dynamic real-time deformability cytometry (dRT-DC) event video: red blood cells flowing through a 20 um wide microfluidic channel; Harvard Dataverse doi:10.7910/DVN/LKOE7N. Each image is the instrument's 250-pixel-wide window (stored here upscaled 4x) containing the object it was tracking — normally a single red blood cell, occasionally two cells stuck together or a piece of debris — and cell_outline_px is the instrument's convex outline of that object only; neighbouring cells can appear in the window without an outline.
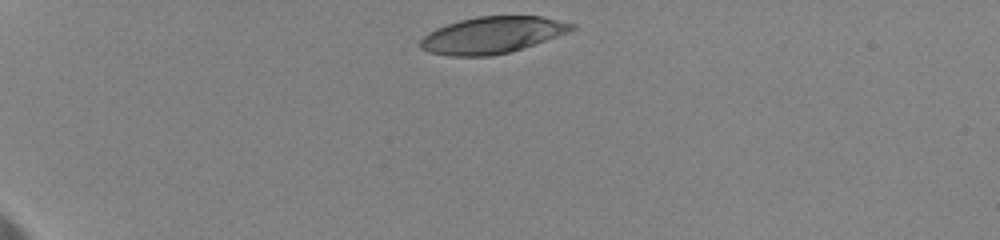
{"species": "human", "species_latin": "Homo sapiens", "temperature_condition": "cold", "stored_images_in_passage": 5, "camera_frame_rate_fps": 3000, "um_per_image_px": 0.085, "donor": {"sex": "female"}, "frame": {"image": 1, "passage_image": 1, "time_ms": 0.0, "image_size_px": [1000, 240], "cell_outline_px": [[576, 28], [568, 32], [508, 52], [492, 56], [448, 56], [428, 52], [420, 48], [420, 40], [428, 32], [436, 28], [460, 20], [476, 16], [540, 16], [576, 24]], "centroid_in_image_um": [41.79, 2.98], "position_along_channel_um": 43.2, "area_um2": 32.02}}